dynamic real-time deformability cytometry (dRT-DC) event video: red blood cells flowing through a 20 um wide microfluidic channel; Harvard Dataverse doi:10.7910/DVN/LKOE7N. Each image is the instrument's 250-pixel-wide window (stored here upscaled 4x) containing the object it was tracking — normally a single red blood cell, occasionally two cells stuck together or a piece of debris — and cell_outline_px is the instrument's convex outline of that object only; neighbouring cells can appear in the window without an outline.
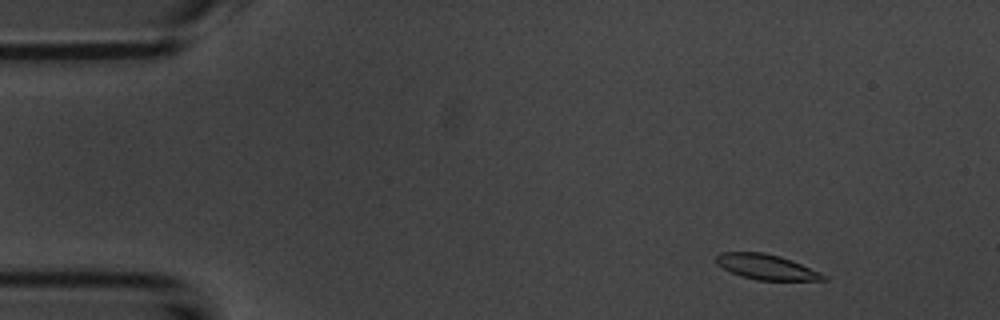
{"species": "common noctule bat (a hibernating species)", "species_latin": "Nyctalus noctula", "temperature_condition": "room temperature", "stored_images_in_passage": 49, "camera_frame_rate_fps": 3000, "um_per_image_px": 0.085, "animal": {"sex": "male", "body_mass_g": 20.1, "forearm_length_mm": 53.5}, "frame": {"image": 1, "passage_image": 1, "time_ms": 0.0, "image_size_px": [1000, 320], "cell_outline_px": [[828, 280], [756, 280], [732, 272], [716, 264], [716, 256], [720, 252], [764, 252], [780, 256], [792, 260], [828, 276]], "centroid_in_image_um": [65.15, 22.68], "position_along_channel_um": 19.8, "area_um2": 15.61}}
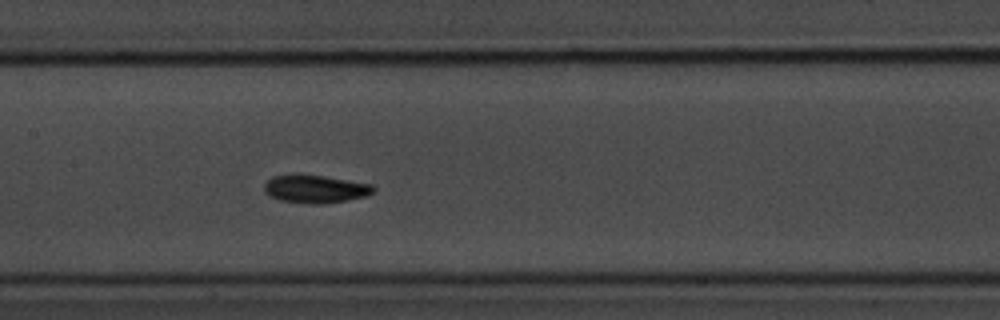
{"frame": {"image": 2, "passage_image": 21, "time_ms": 6.667, "image_size_px": [1000, 320], "cell_outline_px": [[376, 188], [372, 192], [364, 196], [344, 200], [320, 204], [312, 204], [280, 200], [268, 196], [264, 192], [264, 184], [272, 176], [320, 176], [372, 184]], "centroid_in_image_um": [26.77, 16.08], "position_along_channel_um": 180.6, "area_um2": 17.17}}
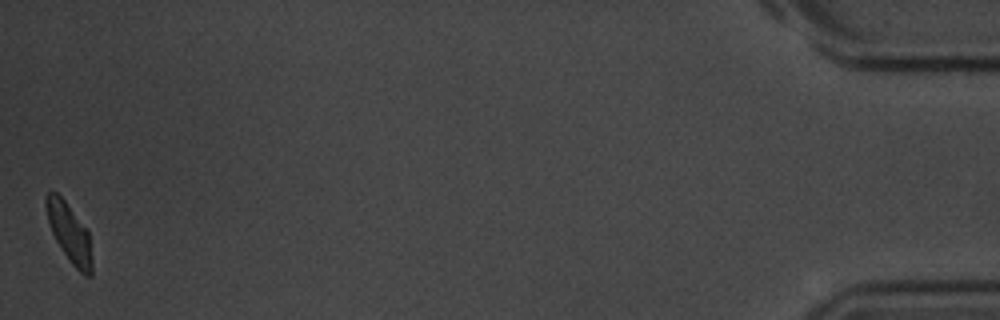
{"frame": {"image": 3, "passage_image": 49, "time_ms": 16.0, "image_size_px": [1000, 320], "cell_outline_px": [[92, 276], [84, 276], [68, 260], [60, 248], [48, 224], [44, 204], [44, 196], [48, 192], [56, 192], [64, 200], [88, 232], [92, 260]], "centroid_in_image_um": [5.86, 19.81], "position_along_channel_um": 429.3, "area_um2": 15.66}, "authors_computed_cell_mechanics": {"area_um2": 16.5886, "velocity_mm_per_s": 3.6815, "shape_relaxation_time_tau1_ms": 2.1081, "shape_relaxation_time_tau2_ms": 4.7669, "deformation_change_tau1": 0.1252, "deformation_change_tau2": 0.0958}}